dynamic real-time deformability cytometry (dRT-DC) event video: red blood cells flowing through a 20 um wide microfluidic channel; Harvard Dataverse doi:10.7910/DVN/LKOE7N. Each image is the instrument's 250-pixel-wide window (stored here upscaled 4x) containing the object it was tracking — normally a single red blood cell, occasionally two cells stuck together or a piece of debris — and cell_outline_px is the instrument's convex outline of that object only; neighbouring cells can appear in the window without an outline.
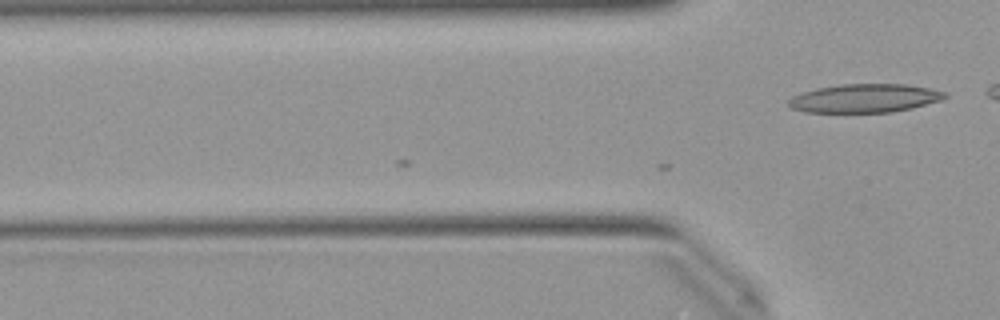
{"species": "Egyptian fruit bat (a non-hibernating species)", "species_latin": "Rousettus aegyptiacus", "temperature_condition": "warm", "stored_images_in_passage": 7, "camera_frame_rate_fps": 3000, "um_per_image_px": 0.085, "animal": {"sex": "female"}, "frame": {"image": 1, "passage_image": 7, "time_ms": 2.0, "image_size_px": [1000, 320], "cell_outline_px": [[948, 96], [940, 100], [912, 108], [892, 112], [844, 116], [804, 112], [792, 108], [788, 104], [788, 100], [792, 96], [816, 88], [840, 84], [904, 84], [932, 88], [948, 92]], "centroid_in_image_um": [73.45, 8.4], "position_along_channel_um": 52.3, "area_um2": 27.34}}